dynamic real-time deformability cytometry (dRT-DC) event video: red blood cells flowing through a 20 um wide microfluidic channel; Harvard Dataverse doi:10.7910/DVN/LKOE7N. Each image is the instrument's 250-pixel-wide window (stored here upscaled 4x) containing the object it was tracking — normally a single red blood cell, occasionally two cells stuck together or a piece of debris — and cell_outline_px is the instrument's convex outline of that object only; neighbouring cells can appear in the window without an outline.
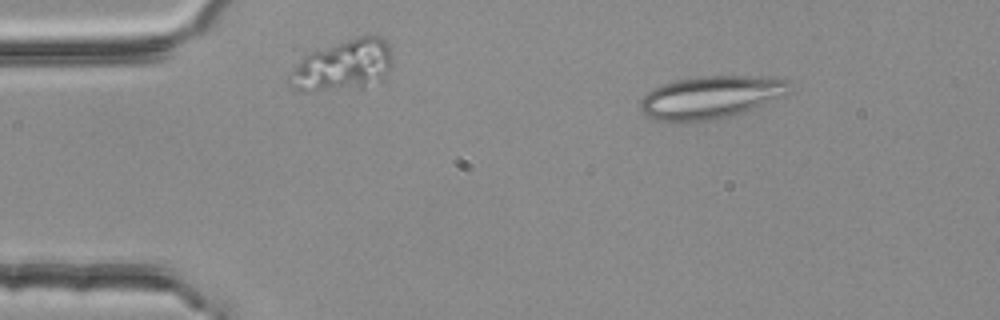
{"species": "common noctule bat (a hibernating species)", "species_latin": "Nyctalus noctula", "temperature_condition": "room temperature", "stored_images_in_passage": 4, "camera_frame_rate_fps": 3000, "um_per_image_px": 0.085, "animal": {"sex": "female", "body_mass_g": 25.1}, "frame": {"image": 1, "passage_image": 1, "time_ms": 0.0, "image_size_px": [1000, 320], "cell_outline_px": [[792, 92], [784, 96], [752, 108], [740, 112], [712, 120], [680, 124], [652, 120], [640, 108], [640, 100], [652, 88], [676, 80], [700, 76], [784, 76], [792, 80]], "centroid_in_image_um": [60.47, 8.26], "position_along_channel_um": 24.5, "area_um2": 37.92}}